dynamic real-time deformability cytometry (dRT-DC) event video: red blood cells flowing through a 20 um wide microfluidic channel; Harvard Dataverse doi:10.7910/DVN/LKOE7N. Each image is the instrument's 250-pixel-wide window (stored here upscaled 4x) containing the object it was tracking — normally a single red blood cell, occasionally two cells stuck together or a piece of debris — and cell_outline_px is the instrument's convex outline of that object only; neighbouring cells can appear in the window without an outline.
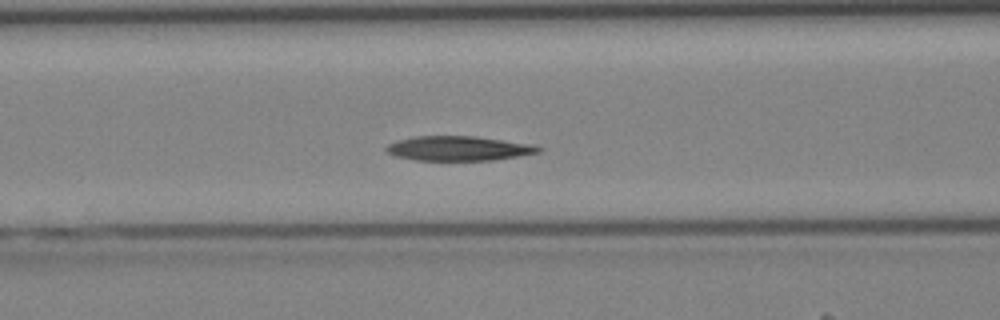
{"species": "Egyptian fruit bat (a non-hibernating species)", "species_latin": "Rousettus aegyptiacus", "temperature_condition": "cold", "stored_images_in_passage": 32, "camera_frame_rate_fps": 3000, "um_per_image_px": 0.085, "animal": {"sex": "female"}, "frame": {"image": 1, "passage_image": 6, "time_ms": 1.667, "image_size_px": [1000, 320], "cell_outline_px": [[544, 148], [540, 152], [492, 160], [412, 160], [396, 156], [384, 152], [384, 148], [388, 144], [396, 140], [412, 136], [476, 136], [536, 144]], "centroid_in_image_um": [38.96, 12.6], "position_along_channel_um": 127.6, "area_um2": 22.14}}
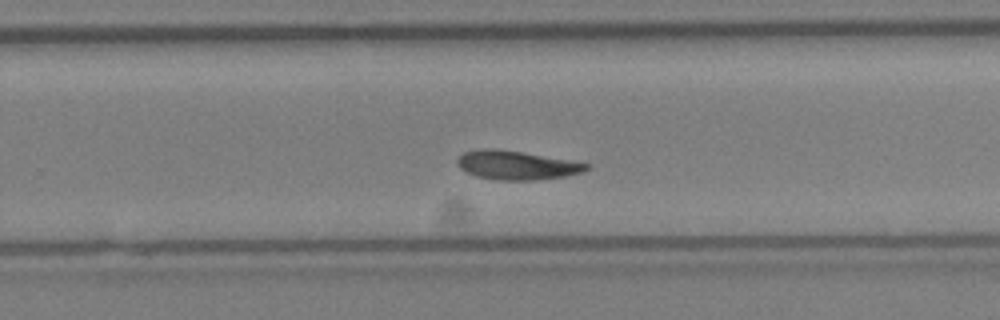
{"frame": {"image": 2, "passage_image": 16, "time_ms": 5.0, "image_size_px": [1000, 320], "cell_outline_px": [[592, 164], [584, 172], [564, 176], [536, 180], [500, 180], [476, 176], [460, 168], [456, 164], [456, 160], [464, 152], [480, 148], [496, 148]], "centroid_in_image_um": [43.89, 14.04], "position_along_channel_um": 285.9, "area_um2": 21.56}}
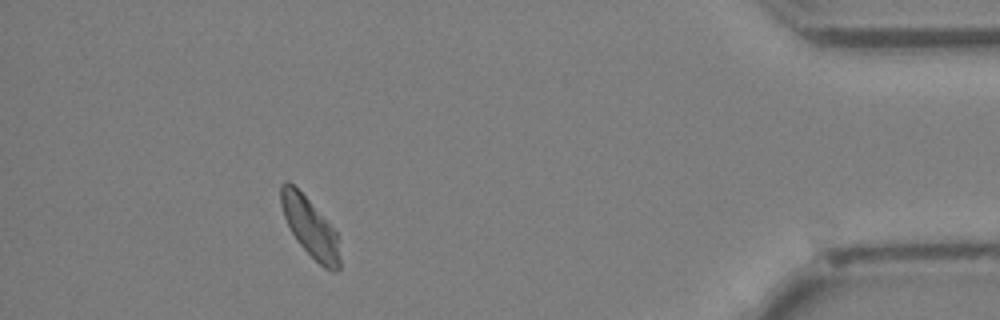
{"frame": {"image": 3, "passage_image": 27, "time_ms": 8.667, "image_size_px": [1000, 320], "cell_outline_px": [[340, 268], [336, 272], [332, 272], [324, 268], [296, 240], [284, 216], [280, 204], [280, 184], [284, 180], [288, 180], [308, 200], [336, 232], [340, 256]], "centroid_in_image_um": [26.34, 19.33], "position_along_channel_um": 408.9, "area_um2": 19.83}}